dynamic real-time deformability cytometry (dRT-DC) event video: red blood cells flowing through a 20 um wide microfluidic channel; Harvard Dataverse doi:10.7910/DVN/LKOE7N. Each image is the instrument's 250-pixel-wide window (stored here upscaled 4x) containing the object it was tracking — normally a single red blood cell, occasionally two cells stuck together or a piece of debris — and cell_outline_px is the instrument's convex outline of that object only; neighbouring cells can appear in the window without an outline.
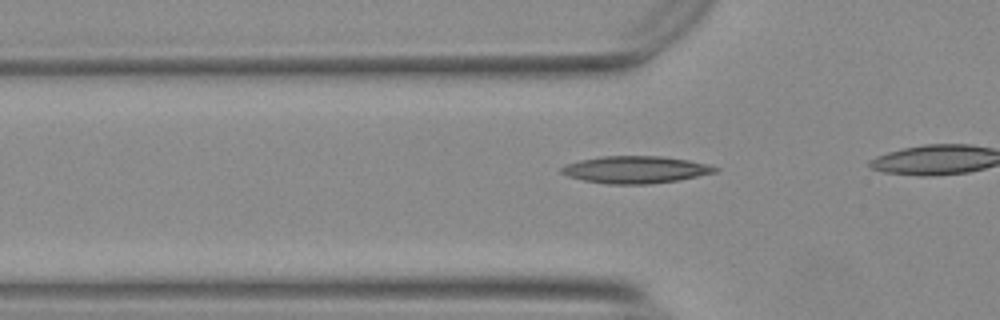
{"species": "Egyptian fruit bat (a non-hibernating species)", "species_latin": "Rousettus aegyptiacus", "temperature_condition": "warm", "stored_images_in_passage": 10, "camera_frame_rate_fps": 3000, "um_per_image_px": 0.085, "animal": {"sex": "female"}, "frame": {"image": 1, "passage_image": 5, "time_ms": 1.333, "image_size_px": [1000, 320], "cell_outline_px": [[720, 168], [716, 172], [680, 180], [648, 184], [608, 184], [584, 180], [568, 176], [560, 172], [560, 168], [564, 164], [580, 160], [600, 156], [660, 156], [688, 160], [708, 164]], "centroid_in_image_um": [54.01, 14.42], "position_along_channel_um": 71.8, "area_um2": 24.39}}
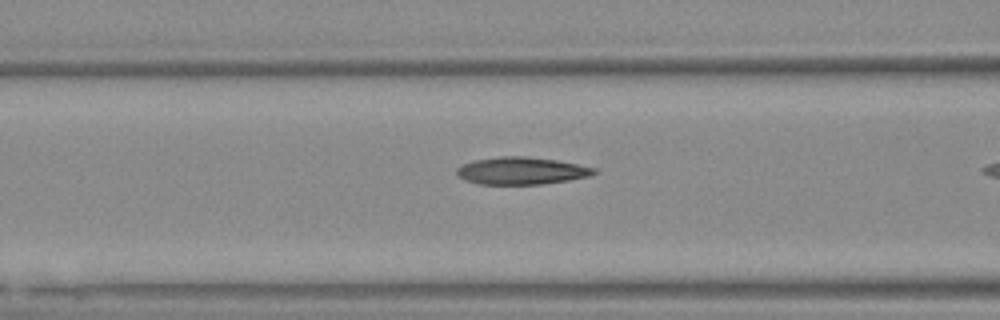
{"frame": {"image": 2, "passage_image": 9, "time_ms": 2.667, "image_size_px": [1000, 320], "cell_outline_px": [[596, 172], [592, 176], [568, 180], [540, 184], [480, 184], [464, 180], [456, 176], [456, 168], [464, 164], [476, 160], [500, 156], [524, 156], [556, 160], [596, 168]], "centroid_in_image_um": [44.3, 14.52], "position_along_channel_um": 122.3, "area_um2": 21.79}}